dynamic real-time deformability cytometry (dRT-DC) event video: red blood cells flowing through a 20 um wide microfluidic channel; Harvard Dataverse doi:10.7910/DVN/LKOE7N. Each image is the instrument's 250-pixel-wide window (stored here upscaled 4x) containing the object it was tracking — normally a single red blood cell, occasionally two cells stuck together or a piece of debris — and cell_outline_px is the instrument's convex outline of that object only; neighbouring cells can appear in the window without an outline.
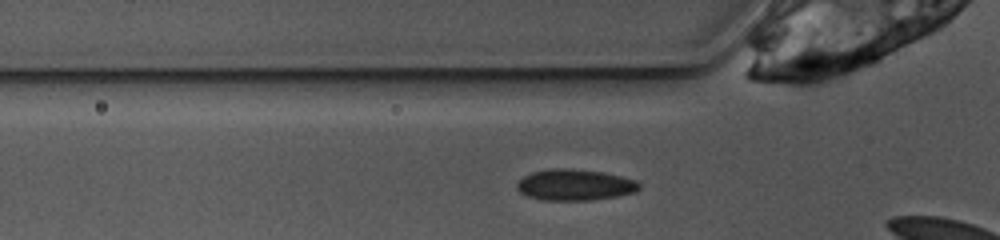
{"species": "common noctule bat (a hibernating species)", "species_latin": "Nyctalus noctula", "temperature_condition": "warm", "stored_images_in_passage": 4, "camera_frame_rate_fps": 3000, "um_per_image_px": 0.085, "animal": {"sex": "female", "body_mass_g": 10.0, "forearm_length_mm": 53.1}, "frame": {"image": 1, "passage_image": 2, "time_ms": 0.333, "image_size_px": [1000, 240], "cell_outline_px": [[640, 188], [636, 192], [616, 196], [588, 200], [544, 200], [528, 196], [520, 192], [516, 188], [516, 184], [524, 176], [532, 172], [552, 168], [572, 168], [604, 172], [636, 180], [640, 184]], "centroid_in_image_um": [48.86, 15.7], "position_along_channel_um": 76.9, "area_um2": 22.2}}